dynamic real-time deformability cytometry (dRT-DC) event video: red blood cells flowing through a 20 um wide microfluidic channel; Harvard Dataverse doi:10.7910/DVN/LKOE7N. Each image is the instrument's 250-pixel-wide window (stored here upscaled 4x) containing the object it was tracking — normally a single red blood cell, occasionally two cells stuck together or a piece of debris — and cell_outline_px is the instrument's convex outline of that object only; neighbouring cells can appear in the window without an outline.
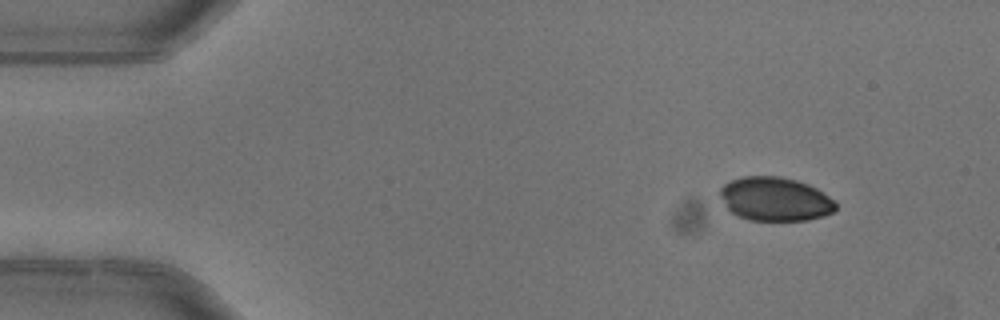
{"species": "common noctule bat (a hibernating species)", "species_latin": "Nyctalus noctula", "temperature_condition": "warm", "stored_images_in_passage": 3, "camera_frame_rate_fps": 3000, "um_per_image_px": 0.085, "animal": {"sex": "female"}, "frame": {"image": 1, "passage_image": 1, "time_ms": 0.0, "image_size_px": [1000, 320], "cell_outline_px": [[836, 208], [832, 212], [824, 216], [808, 220], [748, 220], [732, 212], [724, 204], [720, 196], [720, 188], [724, 184], [732, 180], [744, 176], [780, 176], [796, 180], [808, 184], [816, 188], [836, 200]], "centroid_in_image_um": [65.9, 16.91], "position_along_channel_um": 19.1, "area_um2": 29.54}}